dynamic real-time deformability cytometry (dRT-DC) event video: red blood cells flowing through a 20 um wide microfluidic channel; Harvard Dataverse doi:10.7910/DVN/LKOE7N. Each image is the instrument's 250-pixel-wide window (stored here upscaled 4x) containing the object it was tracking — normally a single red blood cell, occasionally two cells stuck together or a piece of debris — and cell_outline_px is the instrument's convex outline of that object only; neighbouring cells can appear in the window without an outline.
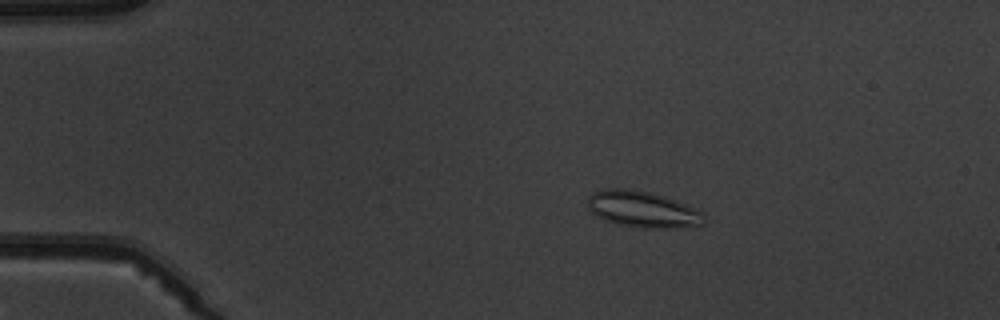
{"species": "common noctule bat (a hibernating species)", "species_latin": "Nyctalus noctula", "temperature_condition": "warm", "stored_images_in_passage": 5, "camera_frame_rate_fps": 3000, "um_per_image_px": 0.085, "animal": {"sex": "male", "body_mass_g": 19.5, "forearm_length_mm": 54.6}, "frame": {"image": 1, "passage_image": 2, "time_ms": 1.333, "image_size_px": [1000, 320], "cell_outline_px": [[704, 220], [700, 224], [692, 228], [644, 228], [620, 224], [604, 220], [596, 216], [588, 208], [588, 196], [592, 192], [600, 188], [624, 188], [648, 192], [664, 196], [676, 200], [696, 208], [704, 212]], "centroid_in_image_um": [54.63, 17.79], "position_along_channel_um": 30.4, "area_um2": 24.91}}
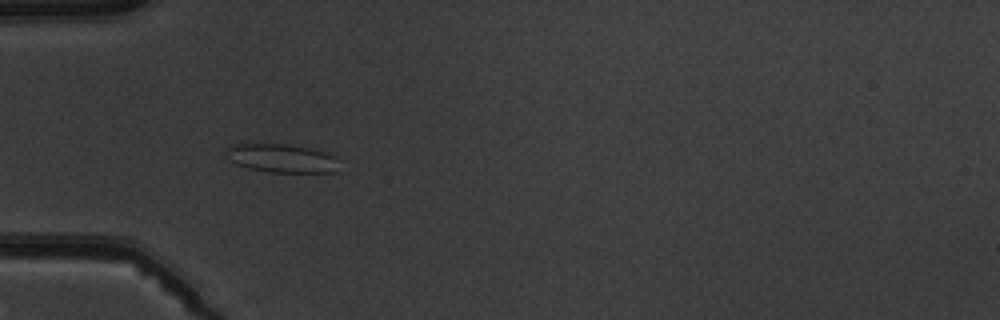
{"frame": {"image": 2, "passage_image": 4, "time_ms": 3.667, "image_size_px": [1000, 320], "cell_outline_px": [[336, 172], [268, 172], [248, 168], [236, 164], [224, 156], [224, 148], [236, 144], [288, 144], [308, 148], [324, 152], [336, 156]], "centroid_in_image_um": [23.86, 13.45], "position_along_channel_um": 61.1, "area_um2": 18.79}}
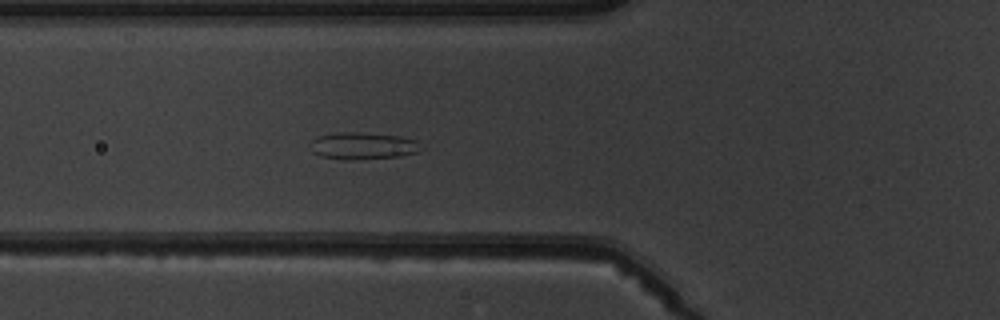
{"frame": {"image": 3, "passage_image": 5, "time_ms": 4.667, "image_size_px": [1000, 320], "cell_outline_px": [[424, 148], [416, 152], [400, 156], [348, 160], [344, 160], [320, 156], [312, 152], [308, 148], [308, 144], [316, 136], [336, 132], [360, 132], [400, 136], [416, 140]], "centroid_in_image_um": [30.78, 12.39], "position_along_channel_um": 95.0, "area_um2": 17.74}}